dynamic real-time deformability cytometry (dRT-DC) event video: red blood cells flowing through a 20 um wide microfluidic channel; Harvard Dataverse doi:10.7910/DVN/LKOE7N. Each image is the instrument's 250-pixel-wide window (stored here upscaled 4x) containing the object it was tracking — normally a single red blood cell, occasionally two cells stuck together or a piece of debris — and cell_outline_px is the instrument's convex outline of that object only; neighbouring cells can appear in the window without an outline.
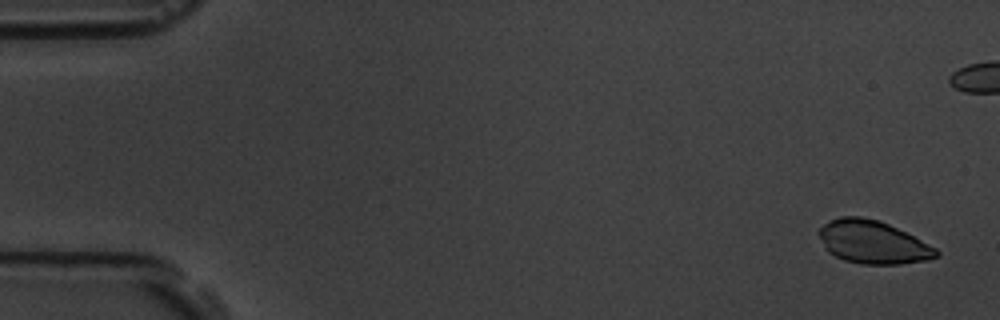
{"species": "common noctule bat (a hibernating species)", "species_latin": "Nyctalus noctula", "temperature_condition": "room temperature", "stored_images_in_passage": 6, "camera_frame_rate_fps": 3000, "um_per_image_px": 0.085, "animal": {"sex": "male", "body_mass_g": 19.5, "forearm_length_mm": 54.6}, "frame": {"image": 1, "passage_image": 1, "time_ms": 0.0, "image_size_px": [1000, 320], "cell_outline_px": [[940, 256], [924, 260], [900, 264], [860, 264], [844, 260], [828, 252], [824, 248], [816, 232], [824, 224], [840, 216], [860, 216], [880, 220], [936, 248], [940, 252]], "centroid_in_image_um": [74.14, 20.58], "position_along_channel_um": 10.9, "area_um2": 29.3}}